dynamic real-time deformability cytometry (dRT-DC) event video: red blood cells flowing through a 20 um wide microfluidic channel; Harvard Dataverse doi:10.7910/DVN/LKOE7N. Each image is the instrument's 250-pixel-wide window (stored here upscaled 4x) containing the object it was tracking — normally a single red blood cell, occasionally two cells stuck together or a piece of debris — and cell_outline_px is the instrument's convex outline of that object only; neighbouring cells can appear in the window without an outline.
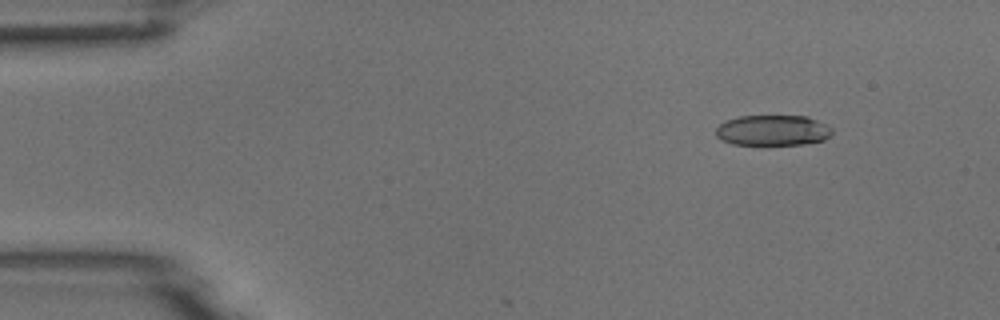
{"species": "common noctule bat (a hibernating species)", "species_latin": "Nyctalus noctula", "temperature_condition": "room temperature", "stored_images_in_passage": 5, "camera_frame_rate_fps": 3000, "um_per_image_px": 0.085, "animal": {"sex": "male", "body_mass_g": 18.8}, "frame": {"image": 1, "passage_image": 1, "time_ms": 0.0, "image_size_px": [1000, 320], "cell_outline_px": [[832, 132], [824, 140], [804, 144], [732, 144], [720, 140], [716, 136], [716, 128], [720, 124], [728, 120], [740, 116], [808, 116], [832, 128]], "centroid_in_image_um": [65.66, 11.08], "position_along_channel_um": 19.3, "area_um2": 20.52}}
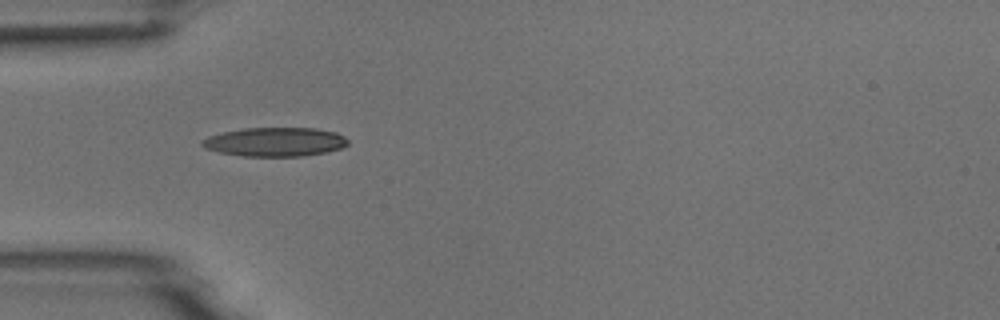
{"frame": {"image": 2, "passage_image": 4, "time_ms": 3.333, "image_size_px": [1000, 320], "cell_outline_px": [[348, 144], [340, 148], [328, 152], [304, 156], [244, 156], [220, 152], [204, 148], [200, 144], [200, 140], [208, 136], [224, 132], [244, 128], [316, 128], [336, 132], [344, 136], [348, 140]], "centroid_in_image_um": [23.38, 12.06], "position_along_channel_um": 61.6, "area_um2": 24.68}}